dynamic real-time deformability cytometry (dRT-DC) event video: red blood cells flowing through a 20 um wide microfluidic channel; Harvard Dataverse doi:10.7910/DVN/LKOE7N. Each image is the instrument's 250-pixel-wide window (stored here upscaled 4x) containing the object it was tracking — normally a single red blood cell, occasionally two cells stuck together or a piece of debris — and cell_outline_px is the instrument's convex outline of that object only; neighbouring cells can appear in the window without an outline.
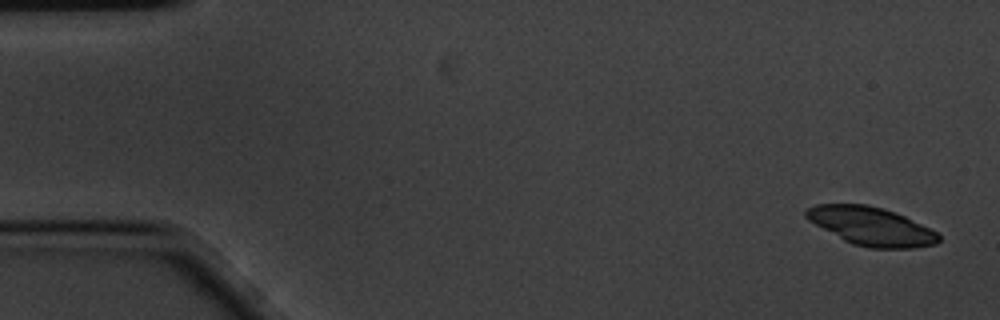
{"species": "common noctule bat (a hibernating species)", "species_latin": "Nyctalus noctula", "temperature_condition": "cold", "stored_images_in_passage": 4, "camera_frame_rate_fps": 3000, "um_per_image_px": 0.085, "animal": {"sex": "male", "body_mass_g": 20.1, "forearm_length_mm": 53.5}, "frame": {"image": 1, "passage_image": 1, "time_ms": 0.0, "image_size_px": [1000, 320], "cell_outline_px": [[940, 240], [936, 244], [916, 248], [868, 248], [852, 244], [844, 240], [808, 220], [804, 216], [804, 208], [816, 204], [868, 204], [884, 208], [904, 216], [936, 232], [940, 236]], "centroid_in_image_um": [74.02, 19.22], "position_along_channel_um": 11.0, "area_um2": 29.59}}